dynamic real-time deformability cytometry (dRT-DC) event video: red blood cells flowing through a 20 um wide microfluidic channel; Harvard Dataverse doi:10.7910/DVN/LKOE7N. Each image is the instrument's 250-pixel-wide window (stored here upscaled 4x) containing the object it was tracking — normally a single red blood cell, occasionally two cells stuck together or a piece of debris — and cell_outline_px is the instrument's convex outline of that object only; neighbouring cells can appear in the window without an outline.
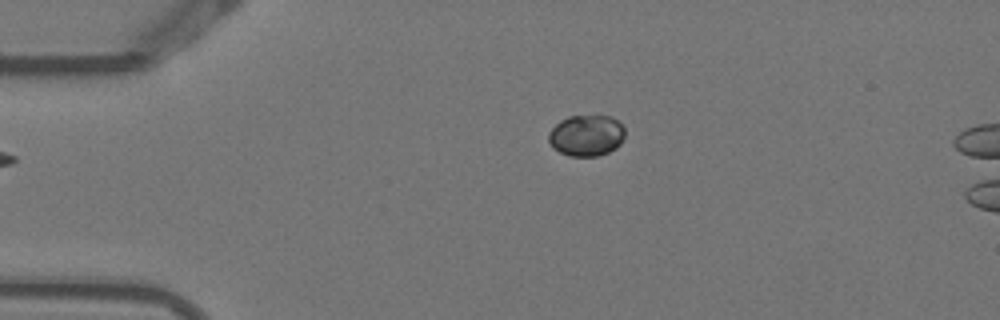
{"species": "Egyptian fruit bat (a non-hibernating species)", "species_latin": "Rousettus aegyptiacus", "temperature_condition": "warm", "stored_images_in_passage": 3, "camera_frame_rate_fps": 3000, "um_per_image_px": 0.085, "animal": {"sex": "female"}, "frame": {"image": 1, "passage_image": 1, "time_ms": 0.0, "image_size_px": [1000, 320], "cell_outline_px": [[624, 136], [620, 144], [616, 148], [608, 152], [596, 156], [568, 156], [552, 148], [548, 140], [548, 132], [560, 120], [568, 116], [612, 116], [624, 128]], "centroid_in_image_um": [49.82, 11.52], "position_along_channel_um": 35.2, "area_um2": 18.38}}